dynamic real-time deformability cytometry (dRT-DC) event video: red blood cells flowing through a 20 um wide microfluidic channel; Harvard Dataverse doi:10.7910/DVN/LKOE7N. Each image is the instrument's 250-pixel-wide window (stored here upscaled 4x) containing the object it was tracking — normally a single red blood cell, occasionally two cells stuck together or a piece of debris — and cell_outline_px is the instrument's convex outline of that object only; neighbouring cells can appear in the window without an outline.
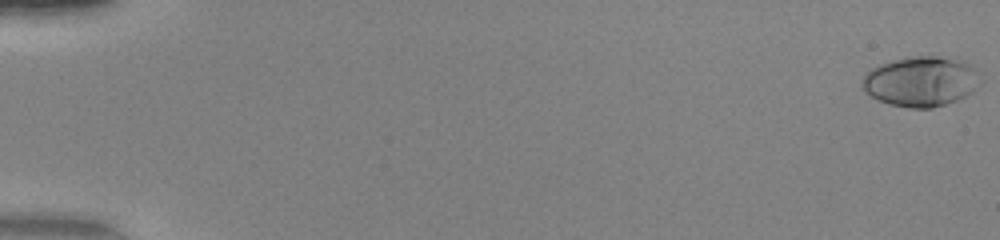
{"species": "human", "species_latin": "Homo sapiens", "temperature_condition": "warm", "stored_images_in_passage": 51, "camera_frame_rate_fps": 3000, "um_per_image_px": 0.085, "donor": {"sex": "female"}, "frame": {"image": 1, "passage_image": 1, "time_ms": 0.0, "image_size_px": [1000, 240], "cell_outline_px": [[984, 80], [972, 92], [956, 100], [932, 108], [908, 108], [888, 104], [872, 96], [864, 88], [860, 80], [872, 68], [880, 64], [892, 60], [908, 56], [940, 56], [964, 60]], "centroid_in_image_um": [78.3, 6.91], "position_along_channel_um": 6.7, "area_um2": 34.51}}
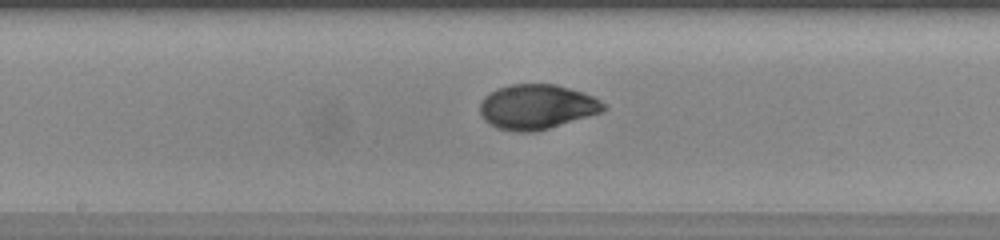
{"frame": {"image": 2, "passage_image": 29, "time_ms": 9.333, "image_size_px": [1000, 240], "cell_outline_px": [[608, 108], [604, 112], [548, 128], [532, 132], [516, 132], [496, 128], [488, 124], [484, 120], [480, 112], [480, 100], [484, 96], [496, 88], [508, 84], [556, 84], [584, 92], [600, 100]], "centroid_in_image_um": [45.61, 9.07], "position_along_channel_um": 202.6, "area_um2": 32.66}}
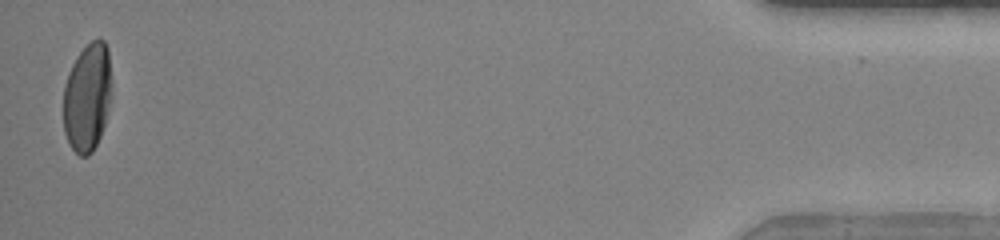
{"frame": {"image": 3, "passage_image": 51, "time_ms": 16.667, "image_size_px": [1000, 240], "cell_outline_px": [[112, 84], [108, 108], [104, 124], [100, 136], [92, 152], [88, 156], [80, 156], [68, 144], [64, 132], [64, 84], [68, 72], [76, 56], [92, 40], [104, 40], [108, 48]], "centroid_in_image_um": [7.42, 8.26], "position_along_channel_um": 427.8, "area_um2": 30.52}, "authors_computed_cell_mechanics": {"area_um2": 32.079, "velocity_mm_per_s": 4.1716, "shape_relaxation_time_tau1_ms": 4.866, "shape_relaxation_time_tau2_ms": 0.9264, "deformation_change_tau1": 0.2451, "deformation_change_tau2": 0.0258}}